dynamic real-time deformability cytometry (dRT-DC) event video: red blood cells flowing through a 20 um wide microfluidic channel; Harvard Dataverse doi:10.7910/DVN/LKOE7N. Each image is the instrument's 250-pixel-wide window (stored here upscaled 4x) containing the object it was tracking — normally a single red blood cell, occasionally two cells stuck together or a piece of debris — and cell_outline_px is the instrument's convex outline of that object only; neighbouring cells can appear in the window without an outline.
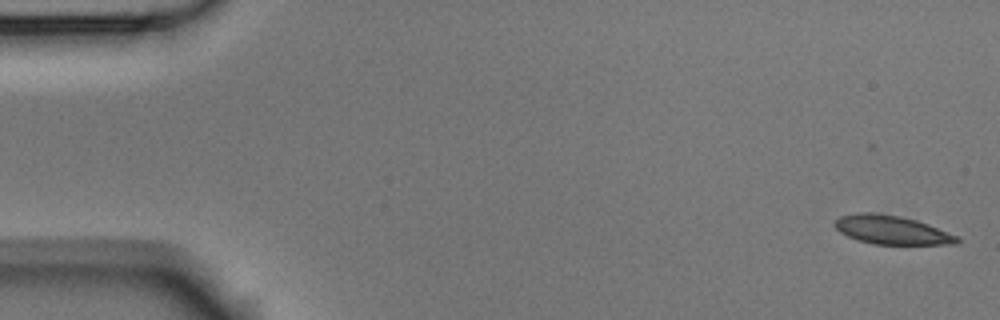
{"species": "Egyptian fruit bat (a non-hibernating species)", "species_latin": "Rousettus aegyptiacus", "temperature_condition": "room temperature", "stored_images_in_passage": 5, "camera_frame_rate_fps": 3000, "um_per_image_px": 0.085, "animal": {"sex": "male"}, "frame": {"image": 1, "passage_image": 1, "time_ms": 0.0, "image_size_px": [1000, 320], "cell_outline_px": [[960, 240], [956, 244], [872, 244], [856, 240], [840, 232], [832, 224], [840, 216], [856, 212], [872, 212], [900, 216], [916, 220], [928, 224], [960, 236]], "centroid_in_image_um": [75.78, 19.54], "position_along_channel_um": 9.2, "area_um2": 20.63}}
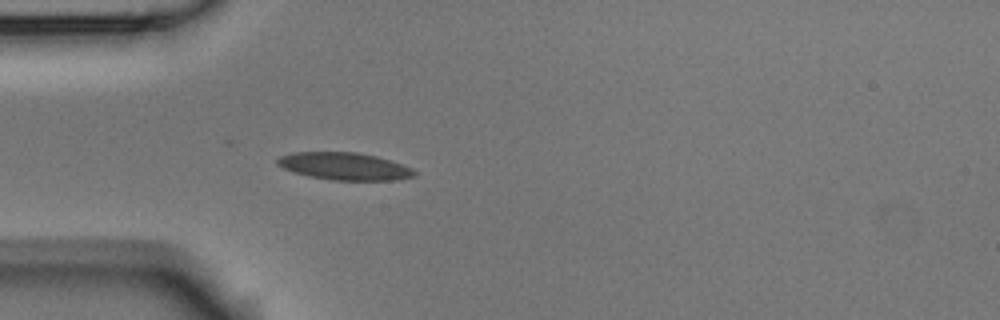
{"frame": {"image": 2, "passage_image": 5, "time_ms": 1.333, "image_size_px": [1000, 320], "cell_outline_px": [[416, 176], [396, 180], [332, 180], [308, 176], [292, 172], [276, 164], [276, 160], [280, 156], [292, 152], [356, 152], [376, 156], [412, 168], [416, 172]], "centroid_in_image_um": [29.25, 14.13], "position_along_channel_um": 55.8, "area_um2": 21.85}}